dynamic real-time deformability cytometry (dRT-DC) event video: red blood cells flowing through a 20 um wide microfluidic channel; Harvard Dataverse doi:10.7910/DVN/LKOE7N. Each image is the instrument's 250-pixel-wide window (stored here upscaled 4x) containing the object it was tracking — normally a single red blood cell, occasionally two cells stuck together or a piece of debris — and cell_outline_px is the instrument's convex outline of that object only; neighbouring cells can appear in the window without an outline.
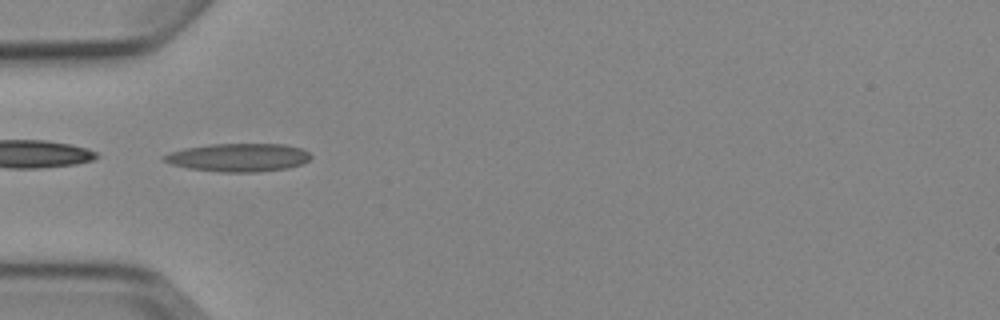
{"species": "Egyptian fruit bat (a non-hibernating species)", "species_latin": "Rousettus aegyptiacus", "temperature_condition": "cold", "stored_images_in_passage": 7, "camera_frame_rate_fps": 3000, "um_per_image_px": 0.085, "animal": {"sex": "female"}, "frame": {"image": 1, "passage_image": 5, "time_ms": 5.333, "image_size_px": [1000, 320], "cell_outline_px": [[312, 156], [308, 160], [300, 164], [288, 168], [256, 172], [224, 172], [188, 168], [172, 164], [164, 160], [160, 156], [168, 152], [184, 148], [212, 144], [284, 144], [304, 148]], "centroid_in_image_um": [20.27, 13.37], "position_along_channel_um": 64.7, "area_um2": 24.16}}
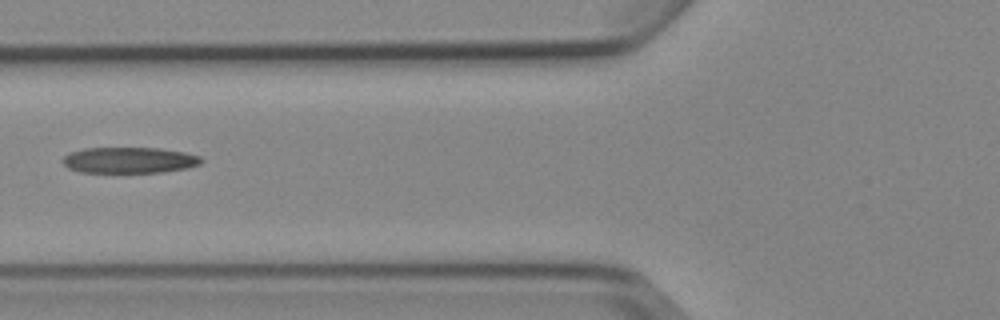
{"frame": {"image": 2, "passage_image": 6, "time_ms": 6.667, "image_size_px": [1000, 320], "cell_outline_px": [[204, 160], [200, 164], [188, 168], [164, 172], [80, 172], [68, 168], [64, 164], [64, 156], [72, 152], [84, 148], [160, 148], [184, 152], [200, 156]], "centroid_in_image_um": [11.04, 13.61], "position_along_channel_um": 114.8, "area_um2": 20.92}}
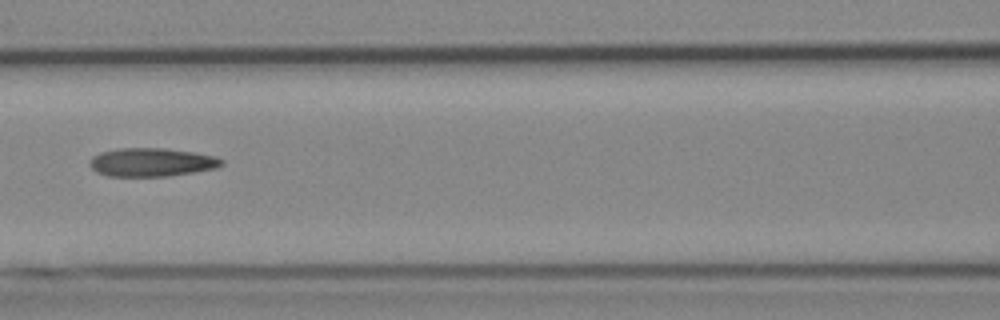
{"frame": {"image": 3, "passage_image": 7, "time_ms": 7.667, "image_size_px": [1000, 320], "cell_outline_px": [[224, 164], [216, 168], [168, 176], [108, 176], [96, 172], [88, 164], [92, 156], [100, 152], [120, 148], [164, 148], [192, 152], [216, 156], [224, 160]], "centroid_in_image_um": [12.87, 13.79], "position_along_channel_um": 153.7, "area_um2": 21.91}}